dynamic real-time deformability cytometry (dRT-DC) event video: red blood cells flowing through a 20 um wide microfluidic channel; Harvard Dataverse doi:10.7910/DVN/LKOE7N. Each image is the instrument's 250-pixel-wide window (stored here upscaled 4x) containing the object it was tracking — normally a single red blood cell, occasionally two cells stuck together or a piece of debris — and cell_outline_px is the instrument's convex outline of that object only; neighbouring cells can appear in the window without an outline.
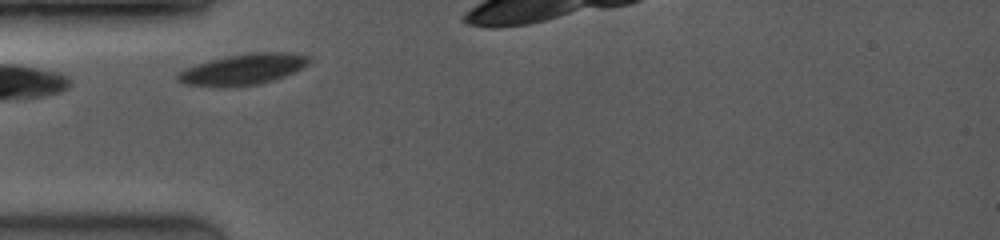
{"species": "common noctule bat (a hibernating species)", "species_latin": "Nyctalus noctula", "temperature_condition": "room temperature", "stored_images_in_passage": 2, "camera_frame_rate_fps": 3500, "um_per_image_px": 0.085, "animal": {"sex": "female", "body_mass_g": 19.0, "forearm_length_mm": 53.3}, "frame": {"image": 1, "passage_image": 1, "time_ms": 0.0, "image_size_px": [1000, 240], "cell_outline_px": [[308, 64], [284, 76], [272, 80], [256, 84], [220, 88], [216, 88], [184, 84], [176, 80], [176, 72], [184, 68], [196, 64], [228, 56], [248, 52], [284, 52], [308, 56]], "centroid_in_image_um": [20.54, 5.91], "position_along_channel_um": 64.5, "area_um2": 23.58}}